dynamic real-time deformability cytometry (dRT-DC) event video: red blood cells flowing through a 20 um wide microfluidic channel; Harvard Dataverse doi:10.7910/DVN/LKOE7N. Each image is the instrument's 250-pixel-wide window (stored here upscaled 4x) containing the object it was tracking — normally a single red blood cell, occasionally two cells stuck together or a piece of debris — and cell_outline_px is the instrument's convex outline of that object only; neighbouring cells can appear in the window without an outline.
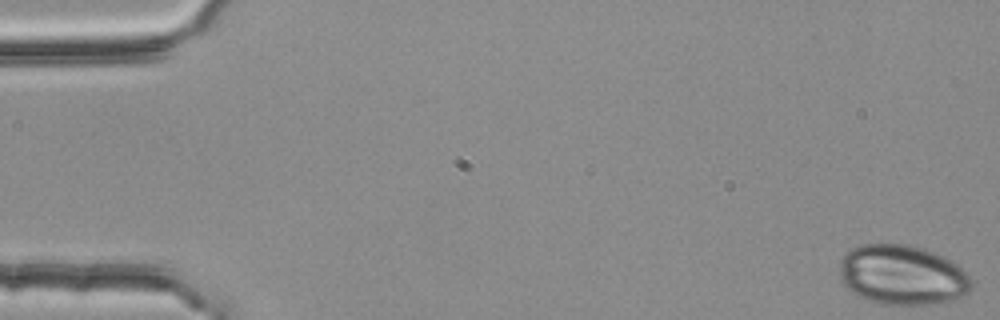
{"species": "common noctule bat (a hibernating species)", "species_latin": "Nyctalus noctula", "temperature_condition": "room temperature", "stored_images_in_passage": 51, "camera_frame_rate_fps": 3000, "um_per_image_px": 0.085, "animal": {"sex": "female", "body_mass_g": 25.1}, "frame": {"image": 1, "passage_image": 1, "time_ms": 0.0, "image_size_px": [1000, 320], "cell_outline_px": [[972, 288], [964, 296], [948, 300], [928, 304], [880, 304], [868, 300], [852, 292], [840, 280], [840, 260], [844, 252], [860, 244], [908, 244], [924, 248], [936, 252], [952, 260], [972, 280]], "centroid_in_image_um": [76.68, 23.35], "position_along_channel_um": 8.3, "area_um2": 46.18}}
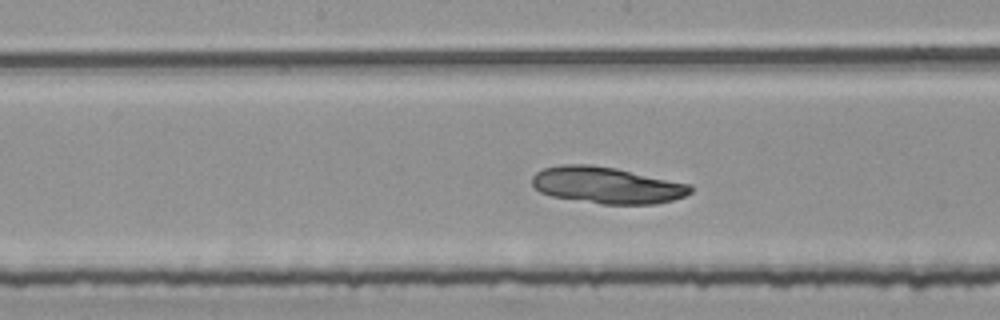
{"frame": {"image": 2, "passage_image": 28, "time_ms": 9.0, "image_size_px": [1000, 320], "cell_outline_px": [[692, 192], [684, 196], [672, 200], [656, 204], [600, 204], [552, 196], [540, 192], [532, 184], [532, 176], [536, 172], [544, 168], [564, 164], [588, 164], [616, 168], [692, 184]], "centroid_in_image_um": [51.6, 15.74], "position_along_channel_um": 196.6, "area_um2": 33.81}}
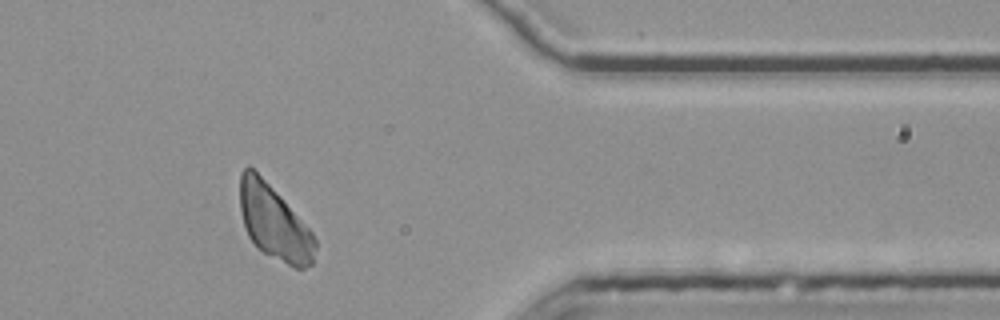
{"frame": {"image": 3, "passage_image": 45, "time_ms": 14.667, "image_size_px": [1000, 320], "cell_outline_px": [[316, 248], [312, 264], [304, 268], [296, 268], [264, 252], [248, 236], [244, 228], [240, 212], [240, 172], [248, 164], [280, 196], [312, 232], [316, 240]], "centroid_in_image_um": [23.29, 18.91], "position_along_channel_um": 388.1, "area_um2": 32.02}}